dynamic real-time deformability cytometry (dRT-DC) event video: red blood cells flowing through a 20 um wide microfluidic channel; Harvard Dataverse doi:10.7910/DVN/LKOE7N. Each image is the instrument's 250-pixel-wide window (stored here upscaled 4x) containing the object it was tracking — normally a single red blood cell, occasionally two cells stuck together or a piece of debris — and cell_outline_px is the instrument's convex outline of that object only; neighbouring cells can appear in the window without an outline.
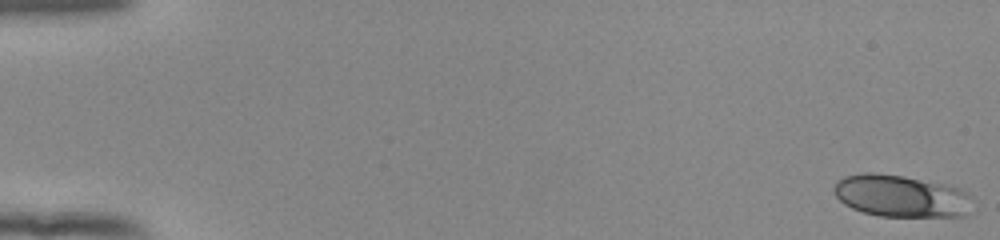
{"species": "human", "species_latin": "Homo sapiens", "temperature_condition": "room temperature", "stored_images_in_passage": 54, "camera_frame_rate_fps": 3000, "um_per_image_px": 0.085, "donor": {"sex": "female"}, "frame": {"image": 1, "passage_image": 1, "time_ms": 0.0, "image_size_px": [1000, 240], "cell_outline_px": [[972, 196], [964, 216], [880, 216], [864, 212], [852, 208], [844, 204], [836, 196], [832, 188], [836, 180], [844, 176], [864, 172], [872, 172], [904, 176], [948, 184], [960, 188], [968, 192]], "centroid_in_image_um": [76.55, 16.64], "position_along_channel_um": 8.5, "area_um2": 34.1}}
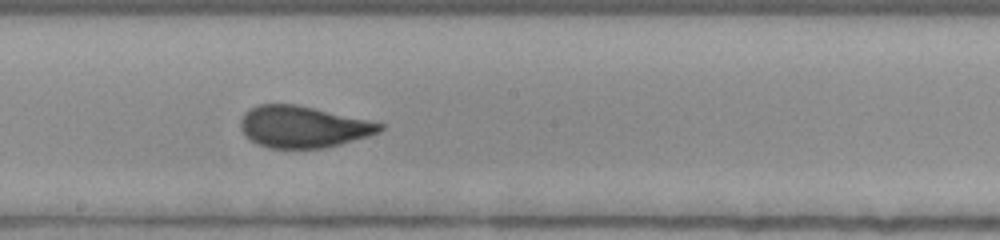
{"frame": {"image": 2, "passage_image": 31, "time_ms": 10.0, "image_size_px": [1000, 240], "cell_outline_px": [[384, 128], [380, 132], [368, 136], [340, 144], [324, 148], [268, 148], [256, 144], [244, 136], [240, 128], [240, 120], [244, 112], [248, 108], [260, 104], [296, 104], [368, 120], [384, 124]], "centroid_in_image_um": [25.71, 10.78], "position_along_channel_um": 222.5, "area_um2": 33.93}}
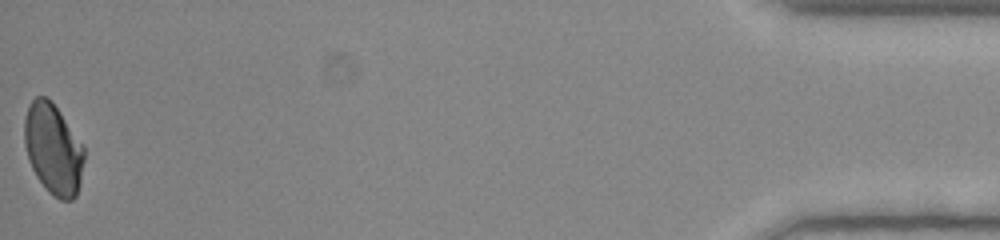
{"frame": {"image": 3, "passage_image": 54, "time_ms": 17.667, "image_size_px": [1000, 240], "cell_outline_px": [[84, 160], [80, 184], [76, 196], [72, 200], [60, 200], [52, 196], [48, 192], [36, 176], [28, 160], [24, 144], [24, 120], [28, 104], [36, 96], [44, 96], [52, 100], [84, 144]], "centroid_in_image_um": [4.53, 12.65], "position_along_channel_um": 430.7, "area_um2": 32.19}, "authors_computed_cell_mechanics": {"area_um2": 33.2639, "velocity_mm_per_s": 3.8808, "shape_relaxation_time_tau1_ms": 4.954, "shape_relaxation_time_tau2_ms": null, "deformation_change_tau1": 0.1453, "deformation_change_tau2": null}}